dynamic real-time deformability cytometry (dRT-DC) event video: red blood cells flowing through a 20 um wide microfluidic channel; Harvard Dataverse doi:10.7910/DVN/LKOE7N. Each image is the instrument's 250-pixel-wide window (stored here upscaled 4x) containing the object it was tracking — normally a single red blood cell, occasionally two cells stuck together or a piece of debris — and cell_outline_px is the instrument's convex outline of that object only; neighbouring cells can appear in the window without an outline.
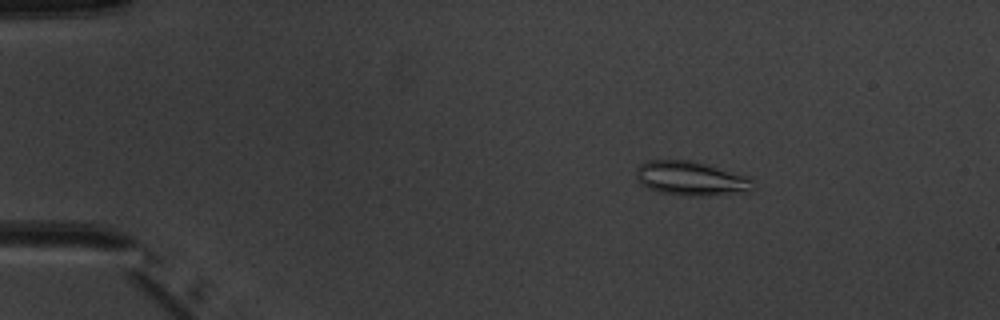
{"species": "common noctule bat (a hibernating species)", "species_latin": "Nyctalus noctula", "temperature_condition": "warm", "stored_images_in_passage": 5, "camera_frame_rate_fps": 3000, "um_per_image_px": 0.085, "animal": {"sex": "male", "body_mass_g": 20.1, "forearm_length_mm": 53.5}, "frame": {"image": 1, "passage_image": 2, "time_ms": 1.333, "image_size_px": [1000, 320], "cell_outline_px": [[752, 188], [748, 192], [708, 196], [688, 196], [660, 192], [648, 188], [640, 184], [636, 172], [636, 168], [640, 164], [648, 160], [692, 160], [744, 176], [752, 180]], "centroid_in_image_um": [58.69, 15.18], "position_along_channel_um": 26.3, "area_um2": 23.06}}
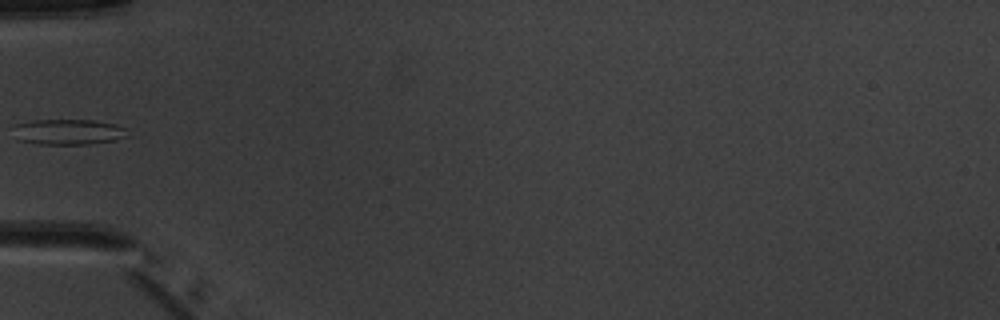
{"frame": {"image": 2, "passage_image": 5, "time_ms": 4.667, "image_size_px": [1000, 320], "cell_outline_px": [[128, 136], [116, 140], [88, 144], [36, 144], [16, 140], [16, 124], [32, 120], [92, 120], [116, 124], [128, 128]], "centroid_in_image_um": [5.86, 11.21], "position_along_channel_um": 79.1, "area_um2": 17.11}}